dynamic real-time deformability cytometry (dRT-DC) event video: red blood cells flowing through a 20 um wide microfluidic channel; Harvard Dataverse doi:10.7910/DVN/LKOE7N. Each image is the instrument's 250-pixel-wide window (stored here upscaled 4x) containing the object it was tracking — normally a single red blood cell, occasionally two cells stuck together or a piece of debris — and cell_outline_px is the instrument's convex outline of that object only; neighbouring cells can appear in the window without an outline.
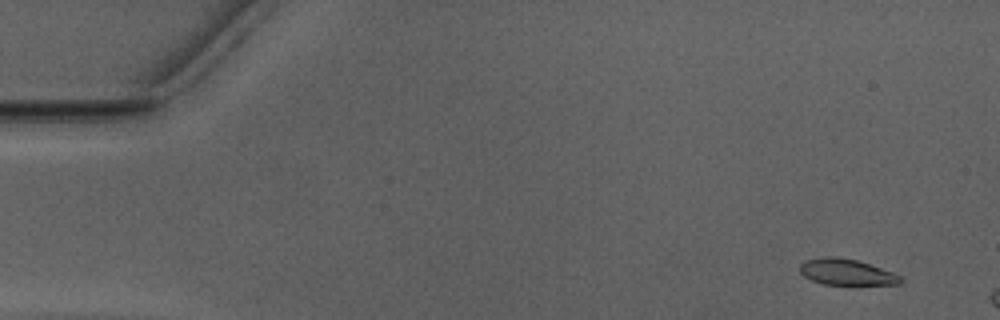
{"species": "Egyptian fruit bat (a non-hibernating species)", "species_latin": "Rousettus aegyptiacus", "temperature_condition": "warm", "stored_images_in_passage": 9, "camera_frame_rate_fps": 3000, "um_per_image_px": 0.085, "animal": {"sex": "male"}, "frame": {"image": 1, "passage_image": 4, "time_ms": 1.0, "image_size_px": [1000, 320], "cell_outline_px": [[900, 284], [856, 288], [852, 288], [824, 284], [812, 280], [804, 276], [800, 272], [800, 264], [804, 260], [820, 256], [836, 256], [856, 260], [892, 272], [900, 276]], "centroid_in_image_um": [71.95, 23.18], "position_along_channel_um": 13.0, "area_um2": 16.24}}